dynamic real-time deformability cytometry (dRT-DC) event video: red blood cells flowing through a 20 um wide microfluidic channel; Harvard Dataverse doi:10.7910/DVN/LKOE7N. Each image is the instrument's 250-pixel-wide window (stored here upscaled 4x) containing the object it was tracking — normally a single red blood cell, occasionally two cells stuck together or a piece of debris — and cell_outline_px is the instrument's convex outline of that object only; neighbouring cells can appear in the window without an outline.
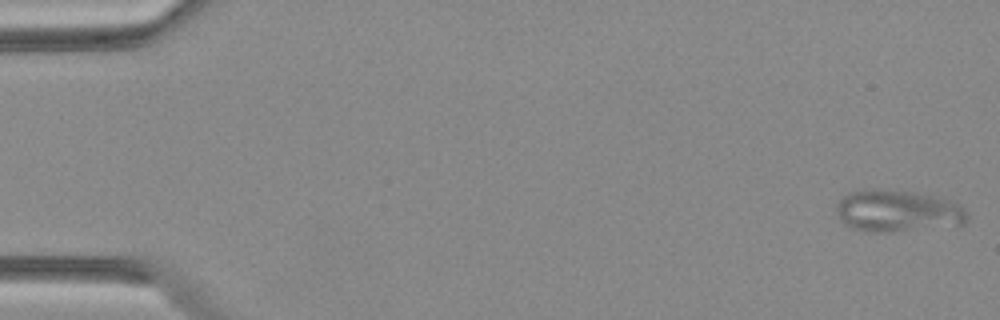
{"species": "Egyptian fruit bat (a non-hibernating species)", "species_latin": "Rousettus aegyptiacus", "temperature_condition": "warm", "stored_images_in_passage": 4, "camera_frame_rate_fps": 3000, "um_per_image_px": 0.085, "animal": {"sex": "female"}, "frame": {"image": 1, "passage_image": 1, "time_ms": 0.0, "image_size_px": [1000, 320], "cell_outline_px": [[968, 220], [964, 224], [884, 232], [872, 232], [852, 228], [844, 224], [840, 220], [836, 208], [836, 204], [848, 192], [864, 188], [876, 188], [916, 192], [948, 200], [960, 204], [964, 208], [968, 216]], "centroid_in_image_um": [76.26, 17.91], "position_along_channel_um": 8.7, "area_um2": 31.96}}